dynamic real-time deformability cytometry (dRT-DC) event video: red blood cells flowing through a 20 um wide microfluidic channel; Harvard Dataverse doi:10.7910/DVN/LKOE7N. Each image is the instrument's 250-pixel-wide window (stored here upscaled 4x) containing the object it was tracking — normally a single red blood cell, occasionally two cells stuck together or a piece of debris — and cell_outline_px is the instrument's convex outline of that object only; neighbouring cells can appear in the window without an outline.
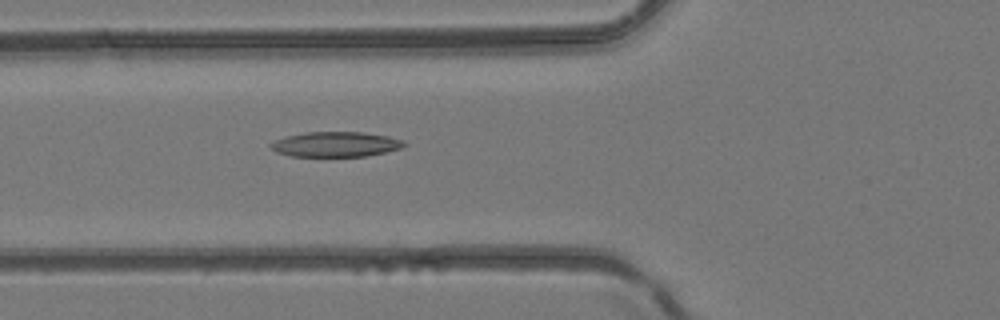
{"species": "common noctule bat (a hibernating species)", "species_latin": "Nyctalus noctula", "temperature_condition": "room temperature", "stored_images_in_passage": 49, "camera_frame_rate_fps": 3000, "um_per_image_px": 0.085, "animal": {"sex": "female", "body_mass_g": 24.6, "forearm_length_mm": 56.2}, "frame": {"image": 1, "passage_image": 19, "time_ms": 6.0, "image_size_px": [1000, 320], "cell_outline_px": [[408, 144], [400, 148], [384, 152], [364, 156], [292, 156], [276, 152], [268, 144], [276, 140], [288, 136], [304, 132], [364, 132], [388, 136], [404, 140]], "centroid_in_image_um": [28.55, 12.26], "position_along_channel_um": 97.2, "area_um2": 19.36}}
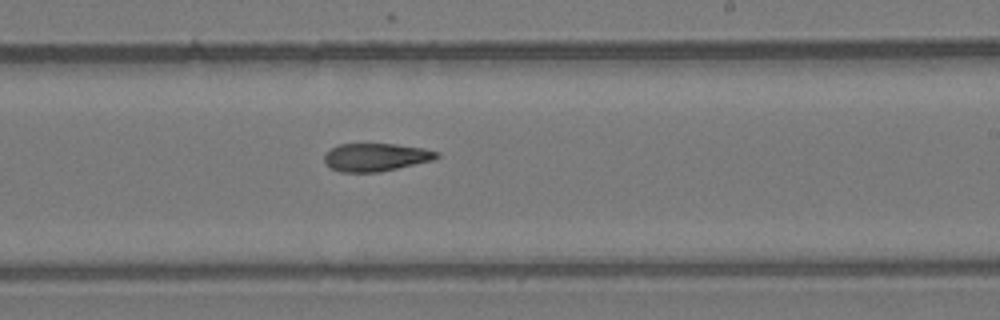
{"frame": {"image": 2, "passage_image": 30, "time_ms": 9.667, "image_size_px": [1000, 320], "cell_outline_px": [[440, 156], [432, 160], [380, 172], [340, 172], [332, 168], [324, 160], [324, 156], [332, 148], [340, 144], [396, 144], [424, 148], [440, 152]], "centroid_in_image_um": [31.98, 13.36], "position_along_channel_um": 257.0, "area_um2": 18.15}}
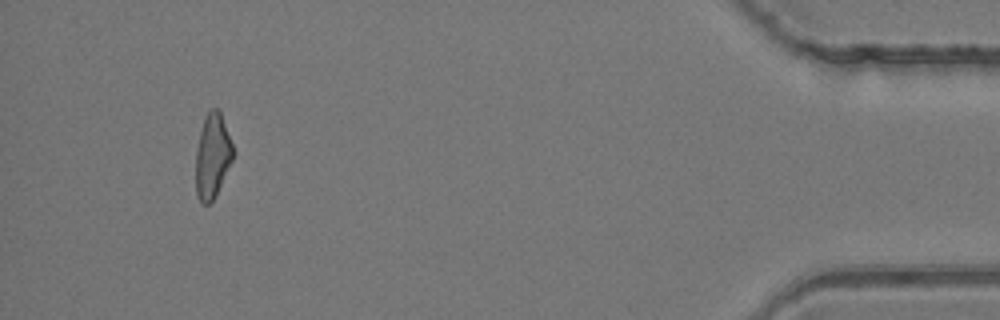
{"frame": {"image": 3, "passage_image": 46, "time_ms": 15.0, "image_size_px": [1000, 320], "cell_outline_px": [[232, 160], [216, 196], [208, 204], [200, 204], [196, 192], [196, 148], [204, 116], [212, 108], [216, 108], [220, 112], [232, 144]], "centroid_in_image_um": [18.03, 13.29], "position_along_channel_um": 417.2, "area_um2": 18.15}}